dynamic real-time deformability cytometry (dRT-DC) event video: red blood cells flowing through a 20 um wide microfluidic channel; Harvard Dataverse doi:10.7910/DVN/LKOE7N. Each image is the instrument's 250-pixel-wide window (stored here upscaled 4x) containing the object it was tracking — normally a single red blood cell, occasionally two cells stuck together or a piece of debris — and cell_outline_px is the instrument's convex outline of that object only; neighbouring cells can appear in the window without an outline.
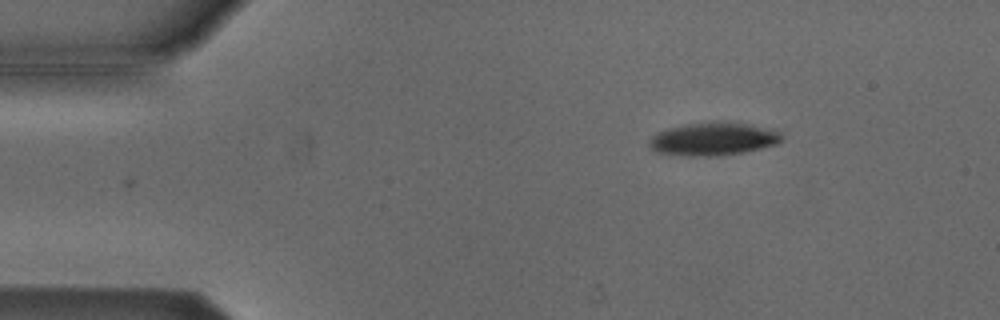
{"species": "Egyptian fruit bat (a non-hibernating species)", "species_latin": "Rousettus aegyptiacus", "temperature_condition": "cold", "stored_images_in_passage": 3, "camera_frame_rate_fps": 3000, "um_per_image_px": 0.085, "animal": {"sex": "male"}, "frame": {"image": 1, "passage_image": 3, "time_ms": 0.667, "image_size_px": [1000, 320], "cell_outline_px": [[784, 140], [776, 144], [744, 152], [720, 156], [684, 156], [656, 152], [648, 144], [648, 140], [656, 132], [668, 128], [688, 124], [716, 120], [748, 124], [780, 132], [784, 136]], "centroid_in_image_um": [60.61, 11.81], "position_along_channel_um": 24.4, "area_um2": 25.72}}